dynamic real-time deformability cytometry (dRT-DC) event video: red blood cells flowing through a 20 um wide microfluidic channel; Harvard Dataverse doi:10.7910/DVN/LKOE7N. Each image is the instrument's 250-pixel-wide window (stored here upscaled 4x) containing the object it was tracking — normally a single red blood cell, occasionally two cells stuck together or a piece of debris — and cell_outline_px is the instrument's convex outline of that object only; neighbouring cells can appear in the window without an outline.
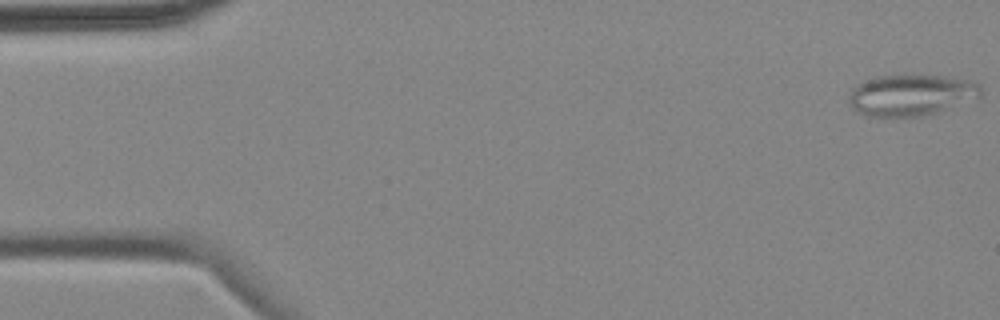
{"species": "common noctule bat (a hibernating species)", "species_latin": "Nyctalus noctula", "temperature_condition": "cold", "stored_images_in_passage": 6, "camera_frame_rate_fps": 3000, "um_per_image_px": 0.085, "animal": {"sex": "female", "body_mass_g": 18.4}, "frame": {"image": 1, "passage_image": 1, "time_ms": 0.0, "image_size_px": [1000, 320], "cell_outline_px": [[980, 96], [936, 112], [924, 116], [864, 116], [852, 108], [848, 104], [848, 96], [852, 88], [856, 84], [876, 76], [944, 76], [972, 80], [980, 84]], "centroid_in_image_um": [77.38, 8.08], "position_along_channel_um": 7.6, "area_um2": 31.44}}